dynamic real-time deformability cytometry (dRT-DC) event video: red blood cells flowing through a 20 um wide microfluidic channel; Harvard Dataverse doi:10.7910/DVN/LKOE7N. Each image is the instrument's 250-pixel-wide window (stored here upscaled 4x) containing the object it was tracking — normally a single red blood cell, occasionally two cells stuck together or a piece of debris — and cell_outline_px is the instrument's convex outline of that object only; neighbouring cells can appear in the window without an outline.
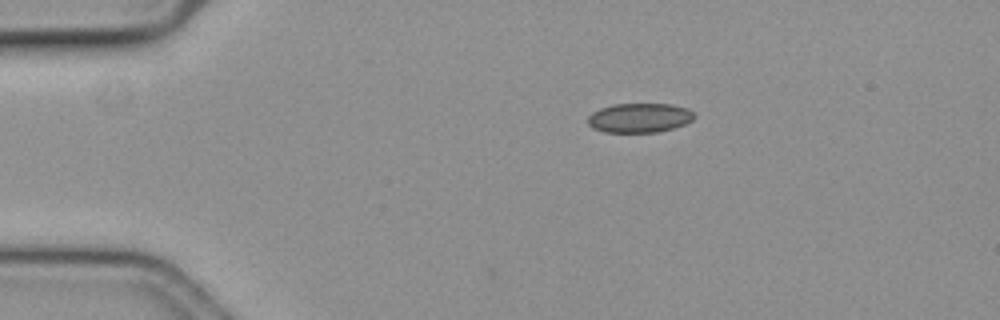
{"species": "common noctule bat (a hibernating species)", "species_latin": "Nyctalus noctula", "temperature_condition": "cold", "stored_images_in_passage": 48, "camera_frame_rate_fps": 3000, "um_per_image_px": 0.085, "animal": {"sex": "female", "body_mass_g": 19.3, "forearm_length_mm": 54.1}, "frame": {"image": 1, "passage_image": 1, "time_ms": 0.0, "image_size_px": [1000, 320], "cell_outline_px": [[696, 116], [692, 120], [684, 124], [672, 128], [656, 132], [604, 132], [592, 128], [588, 124], [588, 116], [592, 112], [600, 108], [612, 104], [672, 104], [688, 108]], "centroid_in_image_um": [54.33, 10.01], "position_along_channel_um": 30.7, "area_um2": 18.26}}
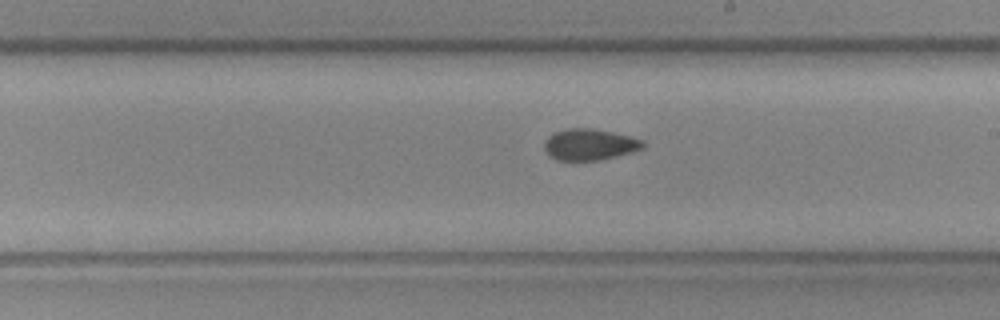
{"frame": {"image": 2, "passage_image": 23, "time_ms": 7.333, "image_size_px": [1000, 320], "cell_outline_px": [[644, 148], [632, 152], [600, 160], [556, 160], [544, 148], [544, 140], [552, 132], [568, 128], [592, 128], [612, 132], [644, 140]], "centroid_in_image_um": [50.11, 12.27], "position_along_channel_um": 238.9, "area_um2": 17.98}}
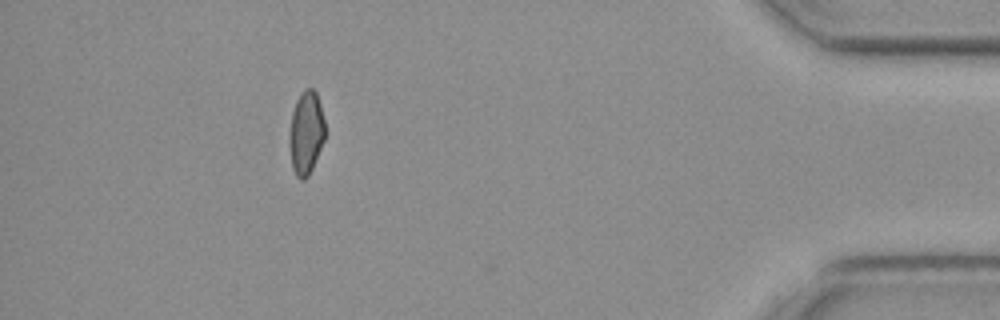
{"frame": {"image": 3, "passage_image": 42, "time_ms": 13.667, "image_size_px": [1000, 320], "cell_outline_px": [[324, 140], [312, 168], [308, 176], [304, 180], [300, 180], [296, 176], [292, 168], [288, 140], [292, 112], [296, 100], [300, 92], [304, 88], [312, 88], [316, 92], [320, 104], [324, 120]], "centroid_in_image_um": [25.99, 11.28], "position_along_channel_um": 409.2, "area_um2": 17.4}, "authors_computed_cell_mechanics": {"area_um2": 18.1492, "velocity_mm_per_s": 3.5899, "shape_relaxation_time_tau1_ms": null, "shape_relaxation_time_tau2_ms": 2.2163, "deformation_change_tau1": null, "deformation_change_tau2": 0.0594}}